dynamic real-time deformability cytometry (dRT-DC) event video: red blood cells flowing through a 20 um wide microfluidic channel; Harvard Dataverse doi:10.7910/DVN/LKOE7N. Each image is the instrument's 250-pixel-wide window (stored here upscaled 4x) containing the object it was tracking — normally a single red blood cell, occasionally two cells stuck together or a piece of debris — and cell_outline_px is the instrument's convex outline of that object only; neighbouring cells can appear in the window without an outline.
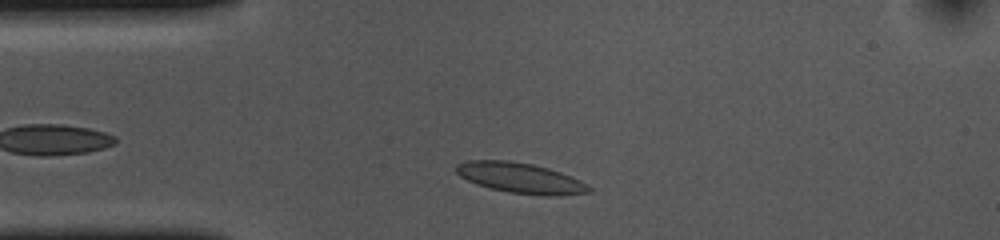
{"species": "common noctule bat (a hibernating species)", "species_latin": "Nyctalus noctula", "temperature_condition": "cold", "stored_images_in_passage": 34, "camera_frame_rate_fps": 3000, "um_per_image_px": 0.085, "animal": {"sex": "female", "body_mass_g": 10.0, "forearm_length_mm": 53.1}, "frame": {"image": 1, "passage_image": 4, "time_ms": 1.0, "image_size_px": [1000, 240], "cell_outline_px": [[592, 192], [560, 196], [544, 196], [508, 192], [488, 188], [476, 184], [460, 176], [456, 172], [456, 164], [468, 160], [508, 160], [532, 164], [548, 168], [560, 172], [580, 180], [588, 184], [592, 188]], "centroid_in_image_um": [44.26, 15.14], "position_along_channel_um": 40.7, "area_um2": 23.76}}
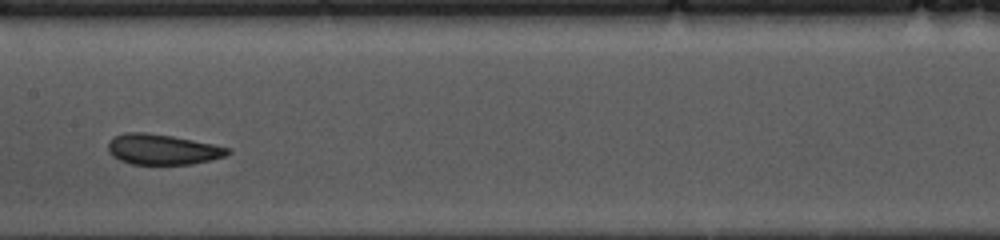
{"frame": {"image": 2, "passage_image": 18, "time_ms": 5.667, "image_size_px": [1000, 240], "cell_outline_px": [[232, 152], [224, 156], [212, 160], [192, 164], [132, 164], [120, 160], [112, 156], [108, 152], [108, 140], [112, 136], [124, 132], [148, 132], [172, 136], [232, 148]], "centroid_in_image_um": [13.78, 12.69], "position_along_channel_um": 193.6, "area_um2": 21.44}}
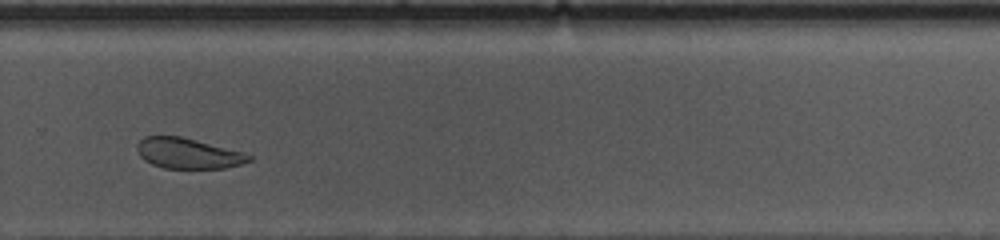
{"frame": {"image": 3, "passage_image": 28, "time_ms": 9.0, "image_size_px": [1000, 240], "cell_outline_px": [[252, 160], [240, 164], [224, 168], [164, 168], [152, 164], [144, 160], [140, 156], [136, 148], [136, 144], [144, 136], [180, 136], [244, 152], [252, 156]], "centroid_in_image_um": [15.96, 13.03], "position_along_channel_um": 313.8, "area_um2": 19.83}, "authors_computed_cell_mechanics": {"area_um2": 21.964, "velocity_mm_per_s": 3.6256, "shape_relaxation_time_tau1_ms": 3.0918, "shape_relaxation_time_tau2_ms": 1.2577, "deformation_change_tau1": 0.0805, "deformation_change_tau2": 0.0626}}